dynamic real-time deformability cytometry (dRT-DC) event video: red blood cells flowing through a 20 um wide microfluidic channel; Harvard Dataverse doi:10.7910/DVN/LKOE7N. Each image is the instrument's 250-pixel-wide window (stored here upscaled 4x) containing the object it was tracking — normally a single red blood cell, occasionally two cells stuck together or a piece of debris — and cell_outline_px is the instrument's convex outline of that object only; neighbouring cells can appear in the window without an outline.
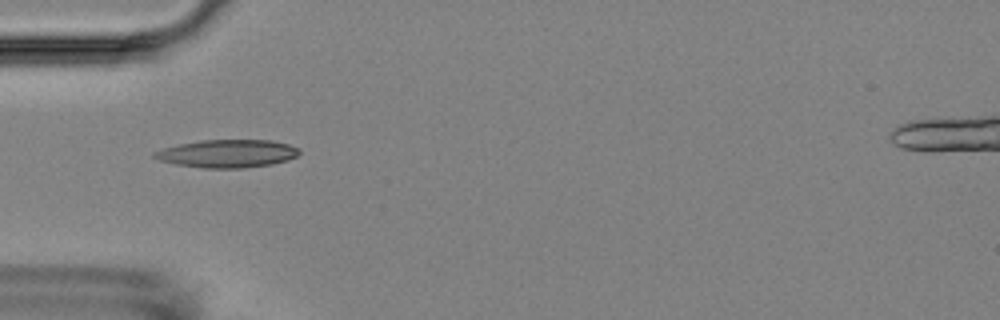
{"species": "Egyptian fruit bat (a non-hibernating species)", "species_latin": "Rousettus aegyptiacus", "temperature_condition": "room temperature", "stored_images_in_passage": 7, "camera_frame_rate_fps": 3000, "um_per_image_px": 0.085, "animal": {"sex": "female"}, "frame": {"image": 1, "passage_image": 1, "time_ms": 0.0, "image_size_px": [1000, 320], "cell_outline_px": [[300, 152], [296, 156], [288, 160], [272, 164], [244, 168], [204, 168], [176, 164], [160, 160], [152, 156], [152, 152], [164, 148], [180, 144], [200, 140], [272, 140], [288, 144], [300, 148]], "centroid_in_image_um": [19.34, 13.05], "position_along_channel_um": 65.7, "area_um2": 23.58}}
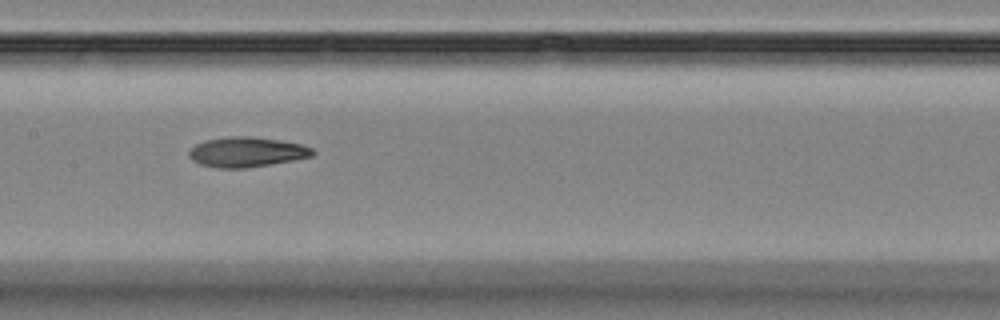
{"frame": {"image": 2, "passage_image": 4, "time_ms": 3.333, "image_size_px": [1000, 320], "cell_outline_px": [[316, 152], [312, 156], [292, 160], [248, 168], [216, 168], [200, 164], [192, 160], [188, 156], [188, 152], [196, 144], [204, 140], [228, 136], [252, 136], [280, 140], [300, 144], [312, 148]], "centroid_in_image_um": [20.94, 12.92], "position_along_channel_um": 186.5, "area_um2": 21.68}}
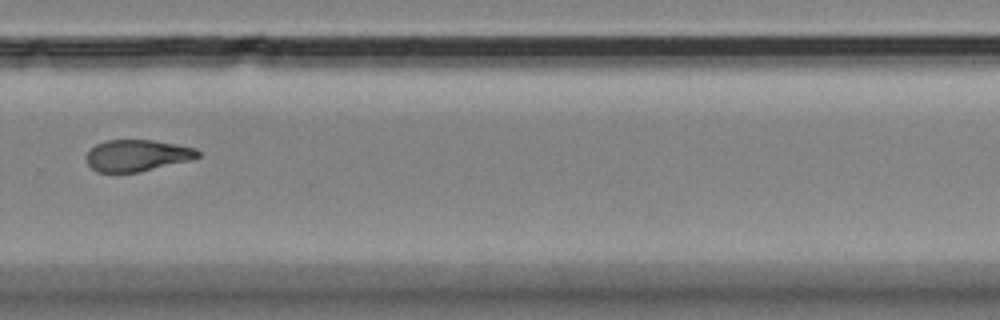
{"frame": {"image": 3, "passage_image": 7, "time_ms": 7.0, "image_size_px": [1000, 320], "cell_outline_px": [[200, 156], [192, 160], [140, 172], [96, 172], [88, 164], [84, 156], [96, 144], [104, 140], [152, 140], [176, 144], [196, 148], [200, 152]], "centroid_in_image_um": [11.66, 13.22], "position_along_channel_um": 318.1, "area_um2": 20.69}}